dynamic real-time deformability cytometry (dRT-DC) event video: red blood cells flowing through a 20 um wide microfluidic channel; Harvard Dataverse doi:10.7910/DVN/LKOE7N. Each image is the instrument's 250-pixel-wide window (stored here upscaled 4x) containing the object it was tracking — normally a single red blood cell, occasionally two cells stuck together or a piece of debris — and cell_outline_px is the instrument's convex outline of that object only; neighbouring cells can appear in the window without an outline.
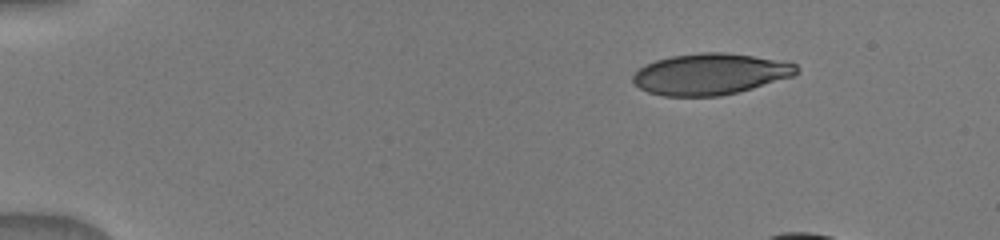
{"species": "human", "species_latin": "Homo sapiens", "temperature_condition": "warm", "stored_images_in_passage": 11, "camera_frame_rate_fps": 3000, "um_per_image_px": 0.085, "donor": {"sex": "male"}, "frame": {"image": 1, "passage_image": 1, "time_ms": 0.0, "image_size_px": [1000, 240], "cell_outline_px": [[800, 68], [792, 76], [752, 88], [720, 96], [664, 96], [648, 92], [640, 88], [632, 80], [632, 76], [644, 64], [656, 60], [672, 56], [700, 52], [724, 52], [752, 56], [796, 64]], "centroid_in_image_um": [60.32, 6.3], "position_along_channel_um": 24.7, "area_um2": 38.9}}